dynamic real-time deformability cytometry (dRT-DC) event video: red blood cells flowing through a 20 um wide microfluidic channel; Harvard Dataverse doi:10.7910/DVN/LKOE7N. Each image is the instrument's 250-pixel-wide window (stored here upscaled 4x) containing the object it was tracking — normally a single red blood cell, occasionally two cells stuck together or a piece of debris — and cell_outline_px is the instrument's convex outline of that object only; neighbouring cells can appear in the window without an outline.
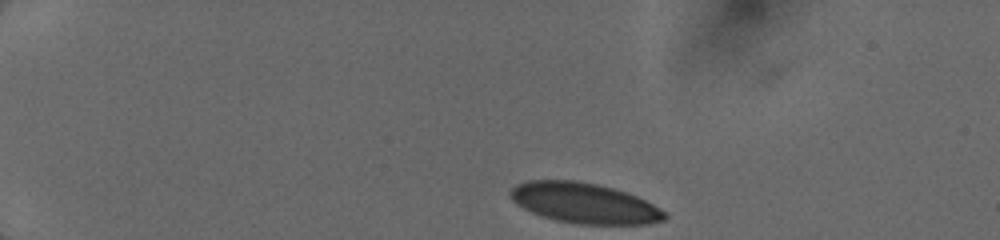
{"species": "human", "species_latin": "Homo sapiens", "temperature_condition": "cold", "stored_images_in_passage": 7, "camera_frame_rate_fps": 3000, "um_per_image_px": 0.085, "donor": {"sex": "female"}, "frame": {"image": 1, "passage_image": 1, "time_ms": 0.0, "image_size_px": [1000, 240], "cell_outline_px": [[668, 216], [664, 220], [648, 224], [576, 224], [556, 220], [540, 216], [516, 204], [508, 196], [508, 192], [516, 184], [528, 180], [576, 180], [596, 184], [628, 192], [660, 208]], "centroid_in_image_um": [49.63, 17.26], "position_along_channel_um": 35.4, "area_um2": 36.41}}
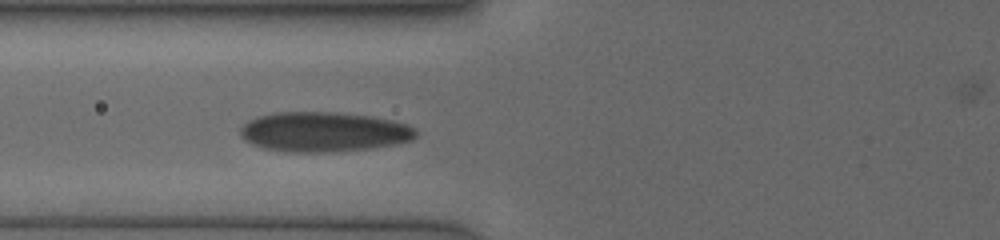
{"frame": {"image": 2, "passage_image": 7, "time_ms": 3.667, "image_size_px": [1000, 240], "cell_outline_px": [[416, 136], [412, 140], [372, 148], [328, 152], [288, 152], [260, 148], [244, 140], [240, 136], [240, 128], [248, 120], [260, 116], [276, 112], [332, 112], [372, 116], [404, 124], [416, 128]], "centroid_in_image_um": [27.46, 11.21], "position_along_channel_um": 98.3, "area_um2": 40.69}}